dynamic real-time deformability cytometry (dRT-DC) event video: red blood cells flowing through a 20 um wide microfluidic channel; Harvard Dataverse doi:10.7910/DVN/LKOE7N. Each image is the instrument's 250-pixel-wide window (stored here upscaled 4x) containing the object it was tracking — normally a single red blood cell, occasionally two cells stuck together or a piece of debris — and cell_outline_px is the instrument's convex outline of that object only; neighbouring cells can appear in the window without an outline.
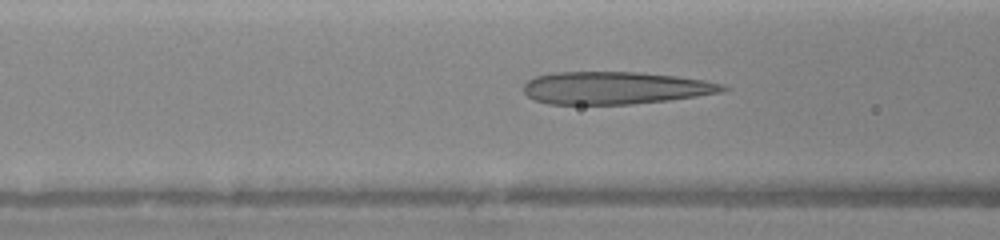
{"species": "human", "species_latin": "Homo sapiens", "temperature_condition": "warm", "stored_images_in_passage": 51, "camera_frame_rate_fps": 3000, "um_per_image_px": 0.085, "donor": {"sex": "female"}, "frame": {"image": 1, "passage_image": 5, "time_ms": 1.0, "image_size_px": [1000, 240], "cell_outline_px": [[732, 88], [720, 92], [696, 96], [668, 100], [632, 104], [548, 104], [536, 100], [528, 96], [524, 92], [524, 84], [528, 80], [536, 76], [552, 72], [640, 72], [676, 76], [704, 80], [724, 84]], "centroid_in_image_um": [52.29, 7.47], "position_along_channel_um": 114.3, "area_um2": 37.74}}
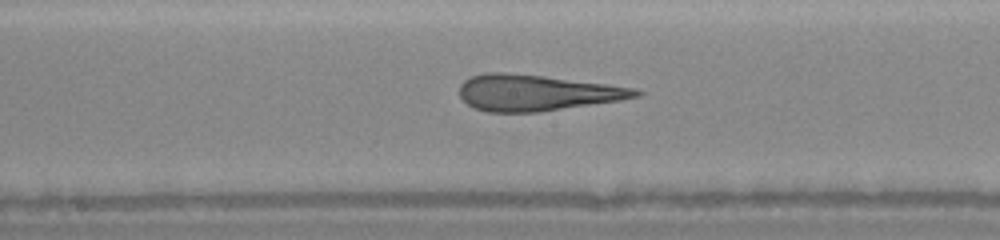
{"frame": {"image": 2, "passage_image": 13, "time_ms": 3.0, "image_size_px": [1000, 240], "cell_outline_px": [[644, 92], [640, 96], [620, 100], [536, 112], [488, 112], [476, 108], [468, 104], [460, 96], [460, 84], [468, 76], [484, 72], [504, 72], [544, 76], [636, 88]], "centroid_in_image_um": [45.57, 7.87], "position_along_channel_um": 202.6, "area_um2": 36.82}}
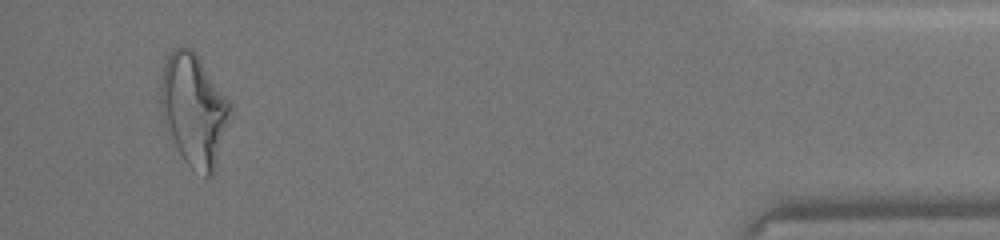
{"frame": {"image": 3, "passage_image": 44, "time_ms": 9.333, "image_size_px": [1000, 240], "cell_outline_px": [[232, 108], [216, 164], [212, 176], [204, 176], [192, 168], [184, 160], [164, 124], [160, 112], [160, 84], [164, 64], [168, 52], [172, 48], [192, 48], [196, 52], [232, 100]], "centroid_in_image_um": [16.49, 9.26], "position_along_channel_um": 418.7, "area_um2": 45.72}}